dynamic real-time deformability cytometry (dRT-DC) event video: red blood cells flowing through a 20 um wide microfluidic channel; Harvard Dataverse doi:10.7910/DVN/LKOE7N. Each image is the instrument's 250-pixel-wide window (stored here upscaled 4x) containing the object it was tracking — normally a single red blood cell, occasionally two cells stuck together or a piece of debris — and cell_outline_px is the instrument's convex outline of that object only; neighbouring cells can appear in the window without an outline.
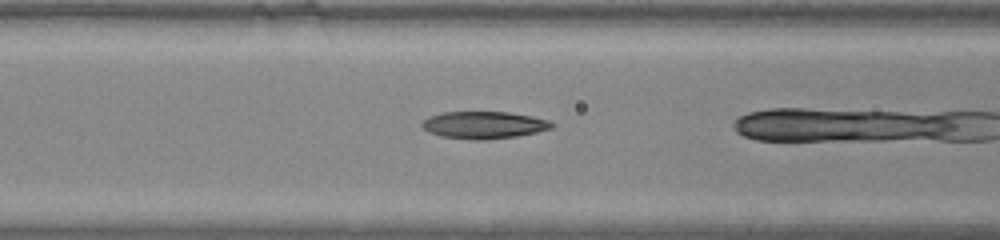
{"species": "common noctule bat (a hibernating species)", "species_latin": "Nyctalus noctula", "temperature_condition": "warm", "stored_images_in_passage": 20, "camera_frame_rate_fps": 3000, "um_per_image_px": 0.085, "animal": {"sex": "male", "body_mass_g": 20.0, "forearm_length_mm": 53.3}, "frame": {"image": 1, "passage_image": 19, "time_ms": 6.0, "image_size_px": [1000, 240], "cell_outline_px": [[556, 124], [552, 128], [536, 132], [516, 136], [484, 140], [476, 140], [440, 136], [428, 132], [420, 124], [428, 116], [440, 112], [508, 112], [532, 116], [548, 120]], "centroid_in_image_um": [41.11, 10.62], "position_along_channel_um": 125.5, "area_um2": 20.63}}